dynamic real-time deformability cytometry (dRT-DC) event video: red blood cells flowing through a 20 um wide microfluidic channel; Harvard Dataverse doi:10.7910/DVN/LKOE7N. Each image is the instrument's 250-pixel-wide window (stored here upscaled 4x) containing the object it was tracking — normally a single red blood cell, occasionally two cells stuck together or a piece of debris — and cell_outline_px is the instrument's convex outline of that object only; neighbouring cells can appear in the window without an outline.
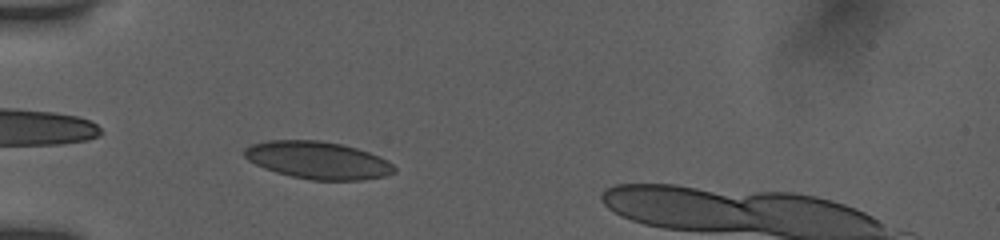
{"species": "human", "species_latin": "Homo sapiens", "temperature_condition": "room temperature", "stored_images_in_passage": 42, "camera_frame_rate_fps": 3000, "um_per_image_px": 0.085, "donor": {"sex": "female"}, "frame": {"image": 1, "passage_image": 8, "time_ms": 2.333, "image_size_px": [1000, 240], "cell_outline_px": [[396, 172], [384, 176], [364, 180], [312, 180], [292, 176], [276, 172], [264, 168], [248, 160], [244, 156], [244, 148], [248, 144], [268, 140], [320, 140], [340, 144], [356, 148], [380, 156], [388, 160], [396, 168]], "centroid_in_image_um": [27.01, 13.61], "position_along_channel_um": 58.0, "area_um2": 32.83}}
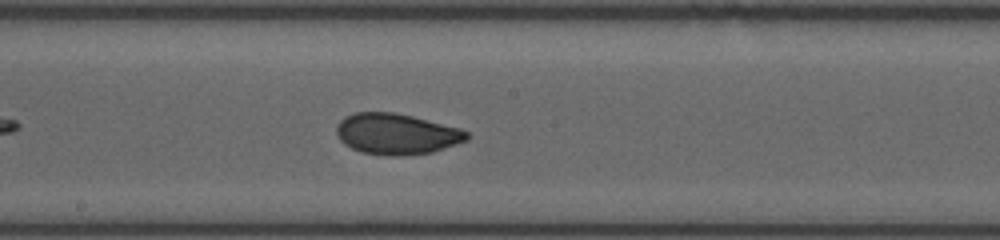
{"frame": {"image": 2, "passage_image": 21, "time_ms": 6.667, "image_size_px": [1000, 240], "cell_outline_px": [[472, 136], [468, 140], [432, 152], [400, 156], [388, 156], [360, 152], [344, 144], [336, 136], [336, 124], [344, 116], [356, 112], [392, 112], [412, 116], [460, 128], [468, 132]], "centroid_in_image_um": [33.68, 11.39], "position_along_channel_um": 214.5, "area_um2": 31.33}}
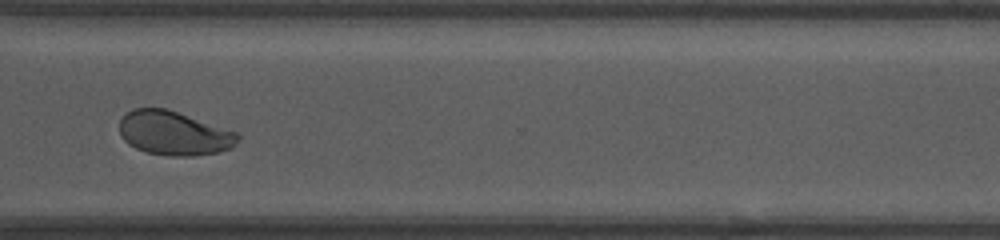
{"frame": {"image": 3, "passage_image": 32, "time_ms": 10.333, "image_size_px": [1000, 240], "cell_outline_px": [[240, 140], [232, 148], [220, 152], [192, 156], [168, 156], [148, 152], [136, 148], [128, 144], [120, 136], [120, 120], [132, 108], [164, 108], [236, 132], [240, 136]], "centroid_in_image_um": [14.79, 11.34], "position_along_channel_um": 355.8, "area_um2": 30.17}}